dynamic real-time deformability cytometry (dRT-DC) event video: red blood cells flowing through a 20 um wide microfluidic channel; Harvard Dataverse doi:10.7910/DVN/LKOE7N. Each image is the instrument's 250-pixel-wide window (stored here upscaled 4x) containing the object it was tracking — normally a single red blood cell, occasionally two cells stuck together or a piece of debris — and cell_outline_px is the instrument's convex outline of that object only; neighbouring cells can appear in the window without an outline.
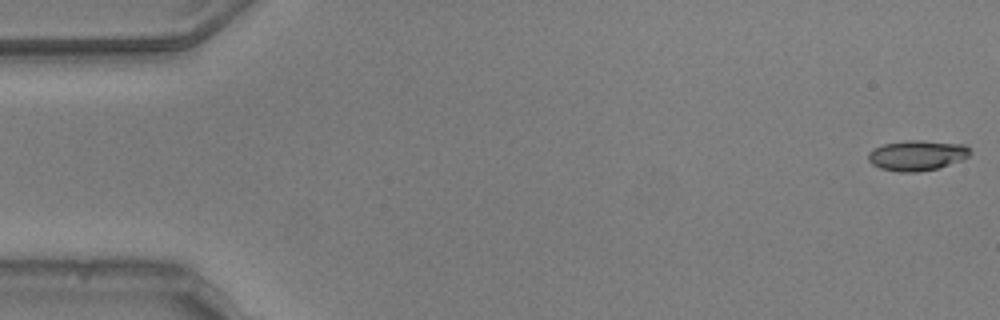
{"species": "common noctule bat (a hibernating species)", "species_latin": "Nyctalus noctula", "temperature_condition": "warm", "stored_images_in_passage": 44, "camera_frame_rate_fps": 3000, "um_per_image_px": 0.085, "animal": {"sex": "male", "body_mass_g": 20.5, "forearm_length_mm": 52.5}, "frame": {"image": 1, "passage_image": 1, "time_ms": 0.0, "image_size_px": [1000, 320], "cell_outline_px": [[968, 156], [960, 160], [936, 168], [916, 172], [896, 172], [880, 168], [872, 164], [868, 160], [868, 152], [884, 144], [908, 140], [920, 140], [964, 144], [968, 148]], "centroid_in_image_um": [77.9, 13.21], "position_along_channel_um": 7.1, "area_um2": 17.69}}
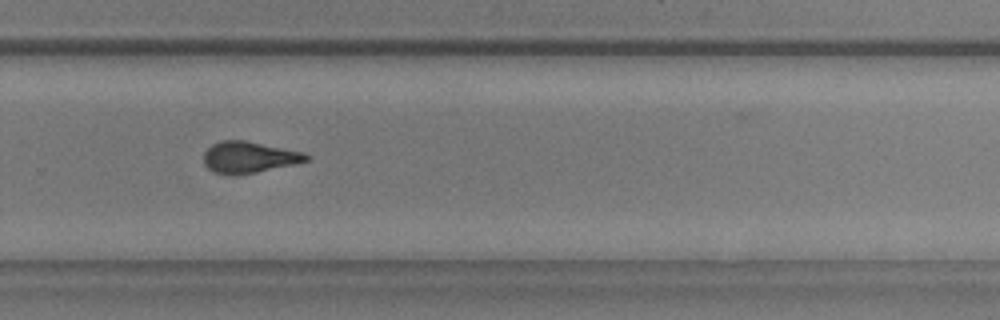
{"frame": {"image": 2, "passage_image": 36, "time_ms": 11.667, "image_size_px": [1000, 320], "cell_outline_px": [[308, 160], [292, 164], [256, 172], [212, 172], [204, 164], [204, 152], [212, 144], [224, 140], [244, 140], [304, 152], [308, 156]], "centroid_in_image_um": [21.15, 13.32], "position_along_channel_um": 308.6, "area_um2": 17.98}}
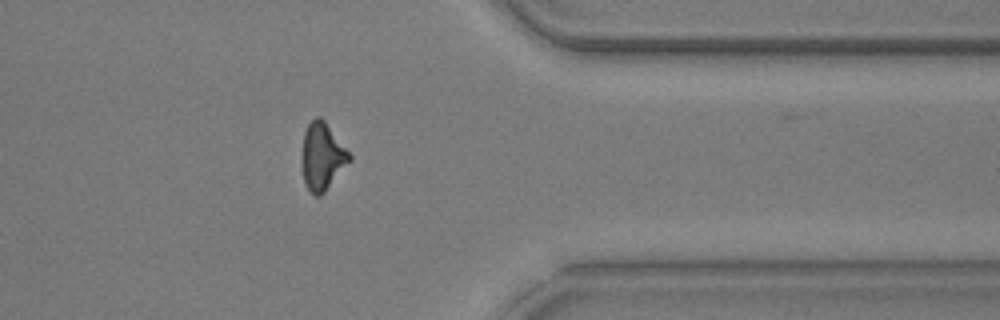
{"frame": {"image": 3, "passage_image": 43, "time_ms": 14.0, "image_size_px": [1000, 320], "cell_outline_px": [[352, 160], [324, 192], [320, 196], [312, 196], [304, 184], [304, 132], [308, 124], [316, 116], [320, 116], [324, 120], [352, 156]], "centroid_in_image_um": [27.43, 13.32], "position_along_channel_um": 384.0, "area_um2": 18.21}}